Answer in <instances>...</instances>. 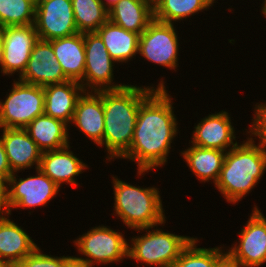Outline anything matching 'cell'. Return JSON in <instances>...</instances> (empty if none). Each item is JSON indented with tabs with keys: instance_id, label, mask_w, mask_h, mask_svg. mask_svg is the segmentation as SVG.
Segmentation results:
<instances>
[{
	"instance_id": "obj_20",
	"label": "cell",
	"mask_w": 266,
	"mask_h": 267,
	"mask_svg": "<svg viewBox=\"0 0 266 267\" xmlns=\"http://www.w3.org/2000/svg\"><path fill=\"white\" fill-rule=\"evenodd\" d=\"M37 247L23 227L11 221L9 216L0 219V259L10 266H17Z\"/></svg>"
},
{
	"instance_id": "obj_34",
	"label": "cell",
	"mask_w": 266,
	"mask_h": 267,
	"mask_svg": "<svg viewBox=\"0 0 266 267\" xmlns=\"http://www.w3.org/2000/svg\"><path fill=\"white\" fill-rule=\"evenodd\" d=\"M72 256H52L45 254V267H65V263L71 258Z\"/></svg>"
},
{
	"instance_id": "obj_4",
	"label": "cell",
	"mask_w": 266,
	"mask_h": 267,
	"mask_svg": "<svg viewBox=\"0 0 266 267\" xmlns=\"http://www.w3.org/2000/svg\"><path fill=\"white\" fill-rule=\"evenodd\" d=\"M114 213L123 225L132 229L164 225V213L159 188L140 187L112 176Z\"/></svg>"
},
{
	"instance_id": "obj_26",
	"label": "cell",
	"mask_w": 266,
	"mask_h": 267,
	"mask_svg": "<svg viewBox=\"0 0 266 267\" xmlns=\"http://www.w3.org/2000/svg\"><path fill=\"white\" fill-rule=\"evenodd\" d=\"M212 0H154L153 18L174 24L213 6Z\"/></svg>"
},
{
	"instance_id": "obj_27",
	"label": "cell",
	"mask_w": 266,
	"mask_h": 267,
	"mask_svg": "<svg viewBox=\"0 0 266 267\" xmlns=\"http://www.w3.org/2000/svg\"><path fill=\"white\" fill-rule=\"evenodd\" d=\"M72 8L79 33L96 32L109 20L108 10L99 0H72Z\"/></svg>"
},
{
	"instance_id": "obj_29",
	"label": "cell",
	"mask_w": 266,
	"mask_h": 267,
	"mask_svg": "<svg viewBox=\"0 0 266 267\" xmlns=\"http://www.w3.org/2000/svg\"><path fill=\"white\" fill-rule=\"evenodd\" d=\"M34 22L33 0H0V28L32 25Z\"/></svg>"
},
{
	"instance_id": "obj_5",
	"label": "cell",
	"mask_w": 266,
	"mask_h": 267,
	"mask_svg": "<svg viewBox=\"0 0 266 267\" xmlns=\"http://www.w3.org/2000/svg\"><path fill=\"white\" fill-rule=\"evenodd\" d=\"M158 226L161 225H156V229L155 226L134 229L139 233L146 231V234L133 237L128 243L131 244L128 245V259L149 267H172L182 251L194 239L163 231Z\"/></svg>"
},
{
	"instance_id": "obj_37",
	"label": "cell",
	"mask_w": 266,
	"mask_h": 267,
	"mask_svg": "<svg viewBox=\"0 0 266 267\" xmlns=\"http://www.w3.org/2000/svg\"><path fill=\"white\" fill-rule=\"evenodd\" d=\"M102 5L109 11L114 5H116L120 0H99ZM106 1V2H105Z\"/></svg>"
},
{
	"instance_id": "obj_32",
	"label": "cell",
	"mask_w": 266,
	"mask_h": 267,
	"mask_svg": "<svg viewBox=\"0 0 266 267\" xmlns=\"http://www.w3.org/2000/svg\"><path fill=\"white\" fill-rule=\"evenodd\" d=\"M13 174L0 136V178L7 181Z\"/></svg>"
},
{
	"instance_id": "obj_28",
	"label": "cell",
	"mask_w": 266,
	"mask_h": 267,
	"mask_svg": "<svg viewBox=\"0 0 266 267\" xmlns=\"http://www.w3.org/2000/svg\"><path fill=\"white\" fill-rule=\"evenodd\" d=\"M199 239L194 238L182 251L172 267H215L216 263L226 254L224 247H197Z\"/></svg>"
},
{
	"instance_id": "obj_14",
	"label": "cell",
	"mask_w": 266,
	"mask_h": 267,
	"mask_svg": "<svg viewBox=\"0 0 266 267\" xmlns=\"http://www.w3.org/2000/svg\"><path fill=\"white\" fill-rule=\"evenodd\" d=\"M18 79L40 87L69 81L55 57L52 44L40 39L35 43L24 73Z\"/></svg>"
},
{
	"instance_id": "obj_9",
	"label": "cell",
	"mask_w": 266,
	"mask_h": 267,
	"mask_svg": "<svg viewBox=\"0 0 266 267\" xmlns=\"http://www.w3.org/2000/svg\"><path fill=\"white\" fill-rule=\"evenodd\" d=\"M174 25L153 19L139 36L138 54L155 65L176 71L180 40Z\"/></svg>"
},
{
	"instance_id": "obj_35",
	"label": "cell",
	"mask_w": 266,
	"mask_h": 267,
	"mask_svg": "<svg viewBox=\"0 0 266 267\" xmlns=\"http://www.w3.org/2000/svg\"><path fill=\"white\" fill-rule=\"evenodd\" d=\"M215 267H242L233 260L227 253L216 263Z\"/></svg>"
},
{
	"instance_id": "obj_22",
	"label": "cell",
	"mask_w": 266,
	"mask_h": 267,
	"mask_svg": "<svg viewBox=\"0 0 266 267\" xmlns=\"http://www.w3.org/2000/svg\"><path fill=\"white\" fill-rule=\"evenodd\" d=\"M62 120L45 113L36 117L24 129L42 151L58 150L70 145L69 127Z\"/></svg>"
},
{
	"instance_id": "obj_7",
	"label": "cell",
	"mask_w": 266,
	"mask_h": 267,
	"mask_svg": "<svg viewBox=\"0 0 266 267\" xmlns=\"http://www.w3.org/2000/svg\"><path fill=\"white\" fill-rule=\"evenodd\" d=\"M79 254L76 257L85 261L91 267L95 265H108L123 261L128 258V243L122 232L113 230L109 226L91 227L87 233H83L73 242Z\"/></svg>"
},
{
	"instance_id": "obj_15",
	"label": "cell",
	"mask_w": 266,
	"mask_h": 267,
	"mask_svg": "<svg viewBox=\"0 0 266 267\" xmlns=\"http://www.w3.org/2000/svg\"><path fill=\"white\" fill-rule=\"evenodd\" d=\"M236 138L230 115L222 110L209 114L195 125L191 145L227 152L238 143Z\"/></svg>"
},
{
	"instance_id": "obj_33",
	"label": "cell",
	"mask_w": 266,
	"mask_h": 267,
	"mask_svg": "<svg viewBox=\"0 0 266 267\" xmlns=\"http://www.w3.org/2000/svg\"><path fill=\"white\" fill-rule=\"evenodd\" d=\"M10 215L11 211L7 204V183L0 178V219Z\"/></svg>"
},
{
	"instance_id": "obj_3",
	"label": "cell",
	"mask_w": 266,
	"mask_h": 267,
	"mask_svg": "<svg viewBox=\"0 0 266 267\" xmlns=\"http://www.w3.org/2000/svg\"><path fill=\"white\" fill-rule=\"evenodd\" d=\"M226 152L220 176L214 185L228 203L236 204L258 185L266 171V151L253 137Z\"/></svg>"
},
{
	"instance_id": "obj_13",
	"label": "cell",
	"mask_w": 266,
	"mask_h": 267,
	"mask_svg": "<svg viewBox=\"0 0 266 267\" xmlns=\"http://www.w3.org/2000/svg\"><path fill=\"white\" fill-rule=\"evenodd\" d=\"M4 55L2 74L10 77L24 73L31 51L39 40L34 24L0 28Z\"/></svg>"
},
{
	"instance_id": "obj_24",
	"label": "cell",
	"mask_w": 266,
	"mask_h": 267,
	"mask_svg": "<svg viewBox=\"0 0 266 267\" xmlns=\"http://www.w3.org/2000/svg\"><path fill=\"white\" fill-rule=\"evenodd\" d=\"M96 33L102 39L110 57L117 63H128L138 54L139 34L127 31L108 20Z\"/></svg>"
},
{
	"instance_id": "obj_1",
	"label": "cell",
	"mask_w": 266,
	"mask_h": 267,
	"mask_svg": "<svg viewBox=\"0 0 266 267\" xmlns=\"http://www.w3.org/2000/svg\"><path fill=\"white\" fill-rule=\"evenodd\" d=\"M171 98L166 88H156L140 104L130 149L120 158L136 162L138 176L168 161L179 131Z\"/></svg>"
},
{
	"instance_id": "obj_25",
	"label": "cell",
	"mask_w": 266,
	"mask_h": 267,
	"mask_svg": "<svg viewBox=\"0 0 266 267\" xmlns=\"http://www.w3.org/2000/svg\"><path fill=\"white\" fill-rule=\"evenodd\" d=\"M181 155L198 181L208 183L212 180L216 184L224 163L225 151L192 145L181 151Z\"/></svg>"
},
{
	"instance_id": "obj_18",
	"label": "cell",
	"mask_w": 266,
	"mask_h": 267,
	"mask_svg": "<svg viewBox=\"0 0 266 267\" xmlns=\"http://www.w3.org/2000/svg\"><path fill=\"white\" fill-rule=\"evenodd\" d=\"M70 145L58 149L44 151L41 154L39 169L59 187L65 182L69 185H79L77 176L82 174L88 165L79 159ZM76 176V177H75Z\"/></svg>"
},
{
	"instance_id": "obj_19",
	"label": "cell",
	"mask_w": 266,
	"mask_h": 267,
	"mask_svg": "<svg viewBox=\"0 0 266 267\" xmlns=\"http://www.w3.org/2000/svg\"><path fill=\"white\" fill-rule=\"evenodd\" d=\"M44 89V113L50 117L71 124L77 101L85 91L80 82L69 80L53 84Z\"/></svg>"
},
{
	"instance_id": "obj_16",
	"label": "cell",
	"mask_w": 266,
	"mask_h": 267,
	"mask_svg": "<svg viewBox=\"0 0 266 267\" xmlns=\"http://www.w3.org/2000/svg\"><path fill=\"white\" fill-rule=\"evenodd\" d=\"M72 124L90 138L91 142L103 146L104 107L103 90L84 91L79 97Z\"/></svg>"
},
{
	"instance_id": "obj_36",
	"label": "cell",
	"mask_w": 266,
	"mask_h": 267,
	"mask_svg": "<svg viewBox=\"0 0 266 267\" xmlns=\"http://www.w3.org/2000/svg\"><path fill=\"white\" fill-rule=\"evenodd\" d=\"M65 267H91L85 261L79 260L76 256H72L66 263Z\"/></svg>"
},
{
	"instance_id": "obj_2",
	"label": "cell",
	"mask_w": 266,
	"mask_h": 267,
	"mask_svg": "<svg viewBox=\"0 0 266 267\" xmlns=\"http://www.w3.org/2000/svg\"><path fill=\"white\" fill-rule=\"evenodd\" d=\"M164 85L161 78L155 88L154 85L139 87L128 84L116 90H103V146L107 150L108 162L121 158L130 149L140 104L156 88H166Z\"/></svg>"
},
{
	"instance_id": "obj_6",
	"label": "cell",
	"mask_w": 266,
	"mask_h": 267,
	"mask_svg": "<svg viewBox=\"0 0 266 267\" xmlns=\"http://www.w3.org/2000/svg\"><path fill=\"white\" fill-rule=\"evenodd\" d=\"M12 84L6 99L0 101V128L24 129L44 114V89L19 79Z\"/></svg>"
},
{
	"instance_id": "obj_12",
	"label": "cell",
	"mask_w": 266,
	"mask_h": 267,
	"mask_svg": "<svg viewBox=\"0 0 266 267\" xmlns=\"http://www.w3.org/2000/svg\"><path fill=\"white\" fill-rule=\"evenodd\" d=\"M35 30L38 38L51 41L78 33L72 0H47L35 7Z\"/></svg>"
},
{
	"instance_id": "obj_10",
	"label": "cell",
	"mask_w": 266,
	"mask_h": 267,
	"mask_svg": "<svg viewBox=\"0 0 266 267\" xmlns=\"http://www.w3.org/2000/svg\"><path fill=\"white\" fill-rule=\"evenodd\" d=\"M14 172L7 183V204L12 209L37 208L47 205L58 194L60 187L39 168L36 176L20 178ZM19 177V178H17ZM18 180V181H17Z\"/></svg>"
},
{
	"instance_id": "obj_38",
	"label": "cell",
	"mask_w": 266,
	"mask_h": 267,
	"mask_svg": "<svg viewBox=\"0 0 266 267\" xmlns=\"http://www.w3.org/2000/svg\"><path fill=\"white\" fill-rule=\"evenodd\" d=\"M3 55H4V49H3V43H2V38L0 35V70L2 73V65H3Z\"/></svg>"
},
{
	"instance_id": "obj_30",
	"label": "cell",
	"mask_w": 266,
	"mask_h": 267,
	"mask_svg": "<svg viewBox=\"0 0 266 267\" xmlns=\"http://www.w3.org/2000/svg\"><path fill=\"white\" fill-rule=\"evenodd\" d=\"M254 117L246 135L249 134L254 140L259 138V145L266 151V103H256L254 105ZM251 133V134H250Z\"/></svg>"
},
{
	"instance_id": "obj_17",
	"label": "cell",
	"mask_w": 266,
	"mask_h": 267,
	"mask_svg": "<svg viewBox=\"0 0 266 267\" xmlns=\"http://www.w3.org/2000/svg\"><path fill=\"white\" fill-rule=\"evenodd\" d=\"M0 130L11 171L22 172V170L31 169L34 165H36L35 169H38L42 151L27 131L20 128H0Z\"/></svg>"
},
{
	"instance_id": "obj_11",
	"label": "cell",
	"mask_w": 266,
	"mask_h": 267,
	"mask_svg": "<svg viewBox=\"0 0 266 267\" xmlns=\"http://www.w3.org/2000/svg\"><path fill=\"white\" fill-rule=\"evenodd\" d=\"M245 227L241 228L238 243L226 253L242 267H259L266 262V217L253 207Z\"/></svg>"
},
{
	"instance_id": "obj_40",
	"label": "cell",
	"mask_w": 266,
	"mask_h": 267,
	"mask_svg": "<svg viewBox=\"0 0 266 267\" xmlns=\"http://www.w3.org/2000/svg\"><path fill=\"white\" fill-rule=\"evenodd\" d=\"M44 1H47V0H33V5L35 6V7H37L38 5H40L42 2H44Z\"/></svg>"
},
{
	"instance_id": "obj_39",
	"label": "cell",
	"mask_w": 266,
	"mask_h": 267,
	"mask_svg": "<svg viewBox=\"0 0 266 267\" xmlns=\"http://www.w3.org/2000/svg\"><path fill=\"white\" fill-rule=\"evenodd\" d=\"M261 10H262L261 13L263 14V16L266 17V0H264L263 2Z\"/></svg>"
},
{
	"instance_id": "obj_41",
	"label": "cell",
	"mask_w": 266,
	"mask_h": 267,
	"mask_svg": "<svg viewBox=\"0 0 266 267\" xmlns=\"http://www.w3.org/2000/svg\"><path fill=\"white\" fill-rule=\"evenodd\" d=\"M0 267H11L9 264H7L5 261L0 259Z\"/></svg>"
},
{
	"instance_id": "obj_23",
	"label": "cell",
	"mask_w": 266,
	"mask_h": 267,
	"mask_svg": "<svg viewBox=\"0 0 266 267\" xmlns=\"http://www.w3.org/2000/svg\"><path fill=\"white\" fill-rule=\"evenodd\" d=\"M109 20L123 29L141 35L153 18L151 0H120L109 11Z\"/></svg>"
},
{
	"instance_id": "obj_21",
	"label": "cell",
	"mask_w": 266,
	"mask_h": 267,
	"mask_svg": "<svg viewBox=\"0 0 266 267\" xmlns=\"http://www.w3.org/2000/svg\"><path fill=\"white\" fill-rule=\"evenodd\" d=\"M49 42L65 76L80 82L85 70L84 33L78 32Z\"/></svg>"
},
{
	"instance_id": "obj_8",
	"label": "cell",
	"mask_w": 266,
	"mask_h": 267,
	"mask_svg": "<svg viewBox=\"0 0 266 267\" xmlns=\"http://www.w3.org/2000/svg\"><path fill=\"white\" fill-rule=\"evenodd\" d=\"M85 70L80 81L85 91L116 90L127 84H116L114 80L115 62L96 32L84 33ZM114 66V67H113ZM115 83V84H114Z\"/></svg>"
},
{
	"instance_id": "obj_31",
	"label": "cell",
	"mask_w": 266,
	"mask_h": 267,
	"mask_svg": "<svg viewBox=\"0 0 266 267\" xmlns=\"http://www.w3.org/2000/svg\"><path fill=\"white\" fill-rule=\"evenodd\" d=\"M17 267H45V254L37 247L31 254L26 256Z\"/></svg>"
}]
</instances>
